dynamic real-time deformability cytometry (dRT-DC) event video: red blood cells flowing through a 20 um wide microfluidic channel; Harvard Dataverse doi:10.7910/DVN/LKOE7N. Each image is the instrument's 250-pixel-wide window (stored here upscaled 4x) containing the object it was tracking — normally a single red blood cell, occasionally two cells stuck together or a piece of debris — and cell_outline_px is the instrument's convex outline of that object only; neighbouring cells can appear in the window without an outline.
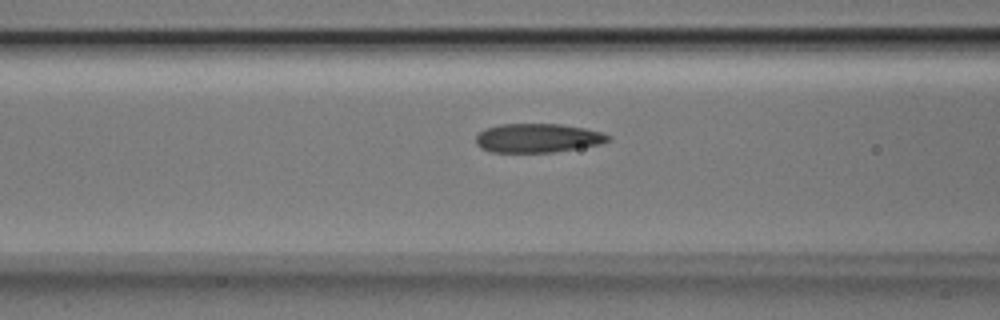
{"species": "Egyptian fruit bat (a non-hibernating species)", "species_latin": "Rousettus aegyptiacus", "temperature_condition": "room temperature", "stored_images_in_passage": 33, "camera_frame_rate_fps": 3000, "um_per_image_px": 0.085, "animal": {"sex": "male"}, "frame": {"image": 1, "passage_image": 12, "time_ms": 3.667, "image_size_px": [1000, 320], "cell_outline_px": [[612, 140], [604, 144], [552, 152], [488, 152], [480, 148], [476, 144], [476, 136], [484, 128], [500, 124], [560, 124], [584, 128], [604, 132], [612, 136]], "centroid_in_image_um": [45.74, 11.73], "position_along_channel_um": 120.9, "area_um2": 22.66}}
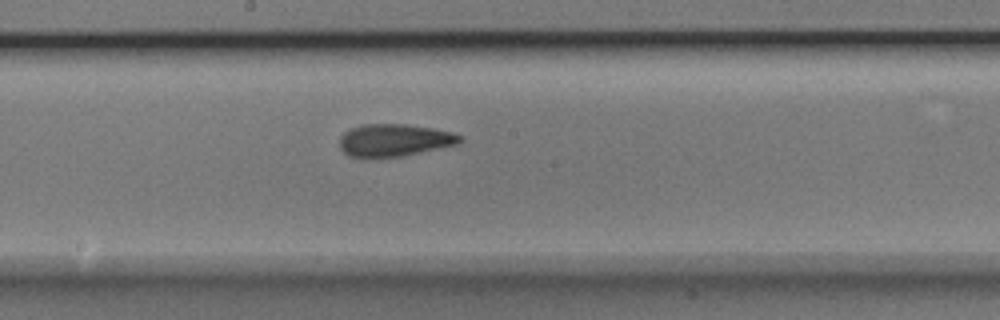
{"frame": {"image": 2, "passage_image": 19, "time_ms": 6.0, "image_size_px": [1000, 320], "cell_outline_px": [[464, 140], [460, 144], [404, 156], [364, 160], [348, 156], [340, 148], [340, 136], [344, 132], [360, 124], [408, 124], [432, 128], [452, 132], [460, 136]], "centroid_in_image_um": [33.49, 11.95], "position_along_channel_um": 214.7, "area_um2": 23.47}}
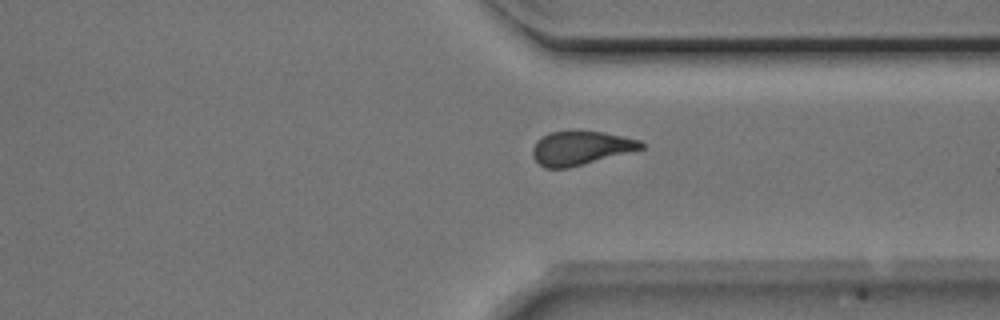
{"frame": {"image": 3, "passage_image": 30, "time_ms": 9.667, "image_size_px": [1000, 320], "cell_outline_px": [[644, 148], [568, 168], [544, 168], [532, 156], [532, 148], [536, 140], [548, 132], [576, 128], [580, 128], [604, 132], [640, 140], [644, 144]], "centroid_in_image_um": [49.31, 12.53], "position_along_channel_um": 362.1, "area_um2": 21.96}}